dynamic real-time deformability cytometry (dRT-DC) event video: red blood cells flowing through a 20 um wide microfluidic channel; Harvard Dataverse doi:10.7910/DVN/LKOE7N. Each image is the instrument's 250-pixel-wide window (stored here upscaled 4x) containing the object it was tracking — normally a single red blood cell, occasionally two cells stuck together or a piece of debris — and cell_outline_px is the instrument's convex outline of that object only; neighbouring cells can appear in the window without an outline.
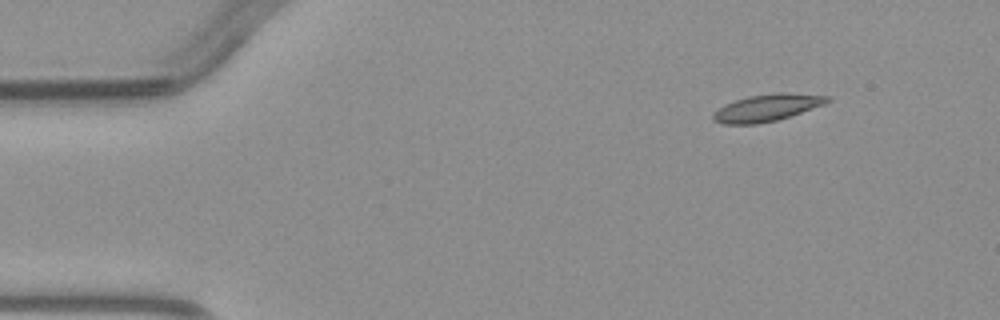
{"species": "common noctule bat (a hibernating species)", "species_latin": "Nyctalus noctula", "temperature_condition": "warm", "stored_images_in_passage": 4, "camera_frame_rate_fps": 3000, "um_per_image_px": 0.085, "animal": {"sex": "male", "body_mass_g": 23.1, "forearm_length_mm": 52.7}, "frame": {"image": 1, "passage_image": 1, "time_ms": 0.0, "image_size_px": [1000, 320], "cell_outline_px": [[832, 100], [824, 104], [776, 120], [756, 124], [724, 124], [712, 120], [712, 112], [724, 104], [748, 96], [776, 92], [788, 92], [832, 96]], "centroid_in_image_um": [65.18, 9.14], "position_along_channel_um": 19.8, "area_um2": 18.03}}
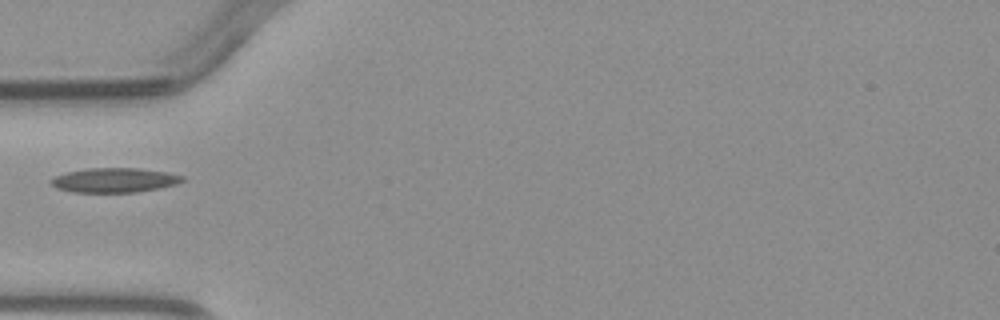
{"frame": {"image": 2, "passage_image": 3, "time_ms": 3.333, "image_size_px": [1000, 320], "cell_outline_px": [[184, 180], [176, 184], [160, 188], [136, 192], [72, 192], [56, 188], [48, 180], [56, 176], [68, 172], [88, 168], [140, 168], [168, 172], [184, 176]], "centroid_in_image_um": [9.74, 15.31], "position_along_channel_um": 75.3, "area_um2": 18.79}}
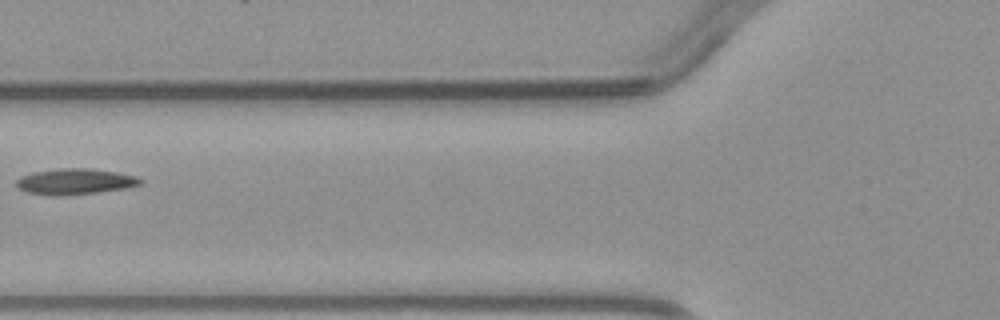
{"frame": {"image": 3, "passage_image": 4, "time_ms": 4.333, "image_size_px": [1000, 320], "cell_outline_px": [[144, 180], [140, 184], [124, 188], [96, 192], [60, 196], [52, 196], [28, 192], [20, 188], [16, 184], [16, 180], [20, 176], [32, 172], [60, 168], [88, 168], [116, 172], [136, 176]], "centroid_in_image_um": [6.35, 15.42], "position_along_channel_um": 119.4, "area_um2": 18.55}}